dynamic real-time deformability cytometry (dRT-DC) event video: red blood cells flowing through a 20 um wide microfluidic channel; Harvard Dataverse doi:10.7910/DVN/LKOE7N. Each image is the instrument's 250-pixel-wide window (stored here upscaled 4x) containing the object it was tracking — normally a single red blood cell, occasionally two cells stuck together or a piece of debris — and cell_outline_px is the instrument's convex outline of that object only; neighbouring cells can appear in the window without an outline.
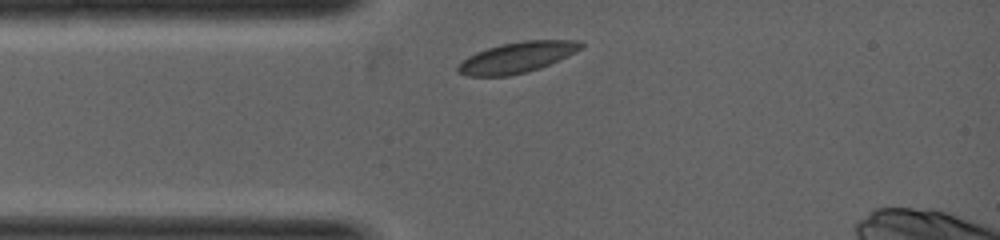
{"species": "common noctule bat (a hibernating species)", "species_latin": "Nyctalus noctula", "temperature_condition": "warm", "stored_images_in_passage": 6, "camera_frame_rate_fps": 5000, "um_per_image_px": 0.085, "animal": {"sex": "female", "body_mass_g": 19.0, "forearm_length_mm": 53.3}, "frame": {"image": 1, "passage_image": 1, "time_ms": 0.0, "image_size_px": [1000, 240], "cell_outline_px": [[584, 44], [580, 48], [540, 68], [508, 76], [468, 76], [460, 72], [456, 68], [468, 56], [476, 52], [500, 44], [524, 40], [580, 40]], "centroid_in_image_um": [43.91, 4.87], "position_along_channel_um": 41.1, "area_um2": 21.5}}
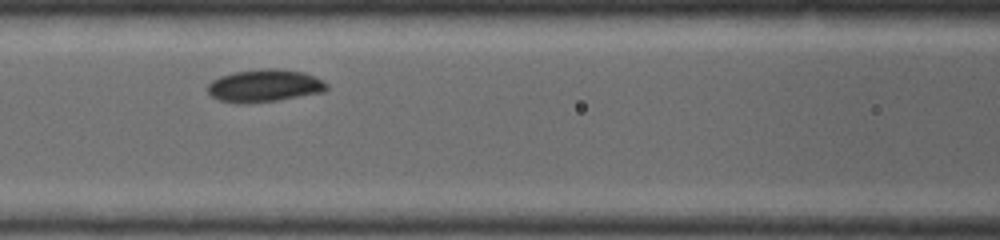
{"frame": {"image": 2, "passage_image": 5, "time_ms": 1.4, "image_size_px": [1000, 240], "cell_outline_px": [[328, 88], [324, 92], [276, 100], [244, 104], [236, 104], [220, 100], [212, 96], [208, 92], [208, 84], [212, 80], [220, 76], [232, 72], [260, 68], [280, 68], [304, 72], [316, 76], [324, 80], [328, 84]], "centroid_in_image_um": [22.5, 7.27], "position_along_channel_um": 144.1, "area_um2": 22.95}}
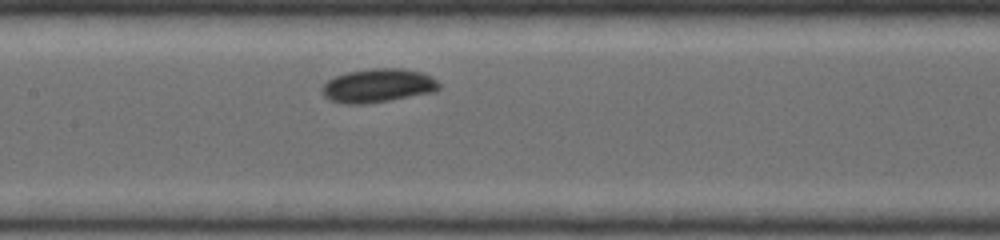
{"frame": {"image": 3, "passage_image": 6, "time_ms": 1.8, "image_size_px": [1000, 240], "cell_outline_px": [[440, 88], [436, 92], [392, 100], [364, 104], [344, 104], [332, 100], [324, 96], [320, 88], [328, 80], [336, 76], [348, 72], [372, 68], [404, 68], [420, 72], [432, 76], [440, 84]], "centroid_in_image_um": [32.16, 7.28], "position_along_channel_um": 175.2, "area_um2": 23.18}}